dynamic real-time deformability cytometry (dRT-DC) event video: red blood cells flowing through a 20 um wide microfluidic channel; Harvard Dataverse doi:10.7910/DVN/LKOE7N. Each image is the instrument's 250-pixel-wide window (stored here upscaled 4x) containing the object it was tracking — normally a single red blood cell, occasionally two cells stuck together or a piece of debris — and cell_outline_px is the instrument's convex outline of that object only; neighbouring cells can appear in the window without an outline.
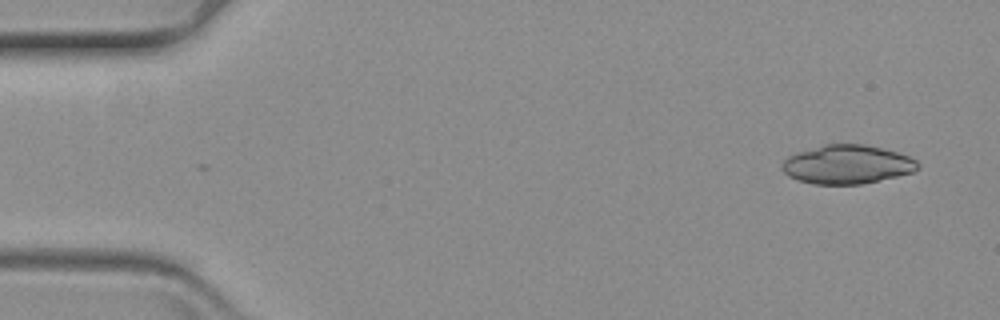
{"species": "common noctule bat (a hibernating species)", "species_latin": "Nyctalus noctula", "temperature_condition": "warm", "stored_images_in_passage": 2, "camera_frame_rate_fps": 3000, "um_per_image_px": 0.085, "animal": {"sex": "female", "body_mass_g": 19.3, "forearm_length_mm": 54.1}, "frame": {"image": 1, "passage_image": 1, "time_ms": 0.0, "image_size_px": [1000, 320], "cell_outline_px": [[920, 168], [912, 172], [896, 176], [860, 184], [812, 184], [796, 180], [788, 176], [780, 168], [780, 164], [788, 156], [824, 144], [864, 144], [896, 152], [908, 156], [916, 160], [920, 164]], "centroid_in_image_um": [71.98, 13.98], "position_along_channel_um": 13.0, "area_um2": 30.58}}